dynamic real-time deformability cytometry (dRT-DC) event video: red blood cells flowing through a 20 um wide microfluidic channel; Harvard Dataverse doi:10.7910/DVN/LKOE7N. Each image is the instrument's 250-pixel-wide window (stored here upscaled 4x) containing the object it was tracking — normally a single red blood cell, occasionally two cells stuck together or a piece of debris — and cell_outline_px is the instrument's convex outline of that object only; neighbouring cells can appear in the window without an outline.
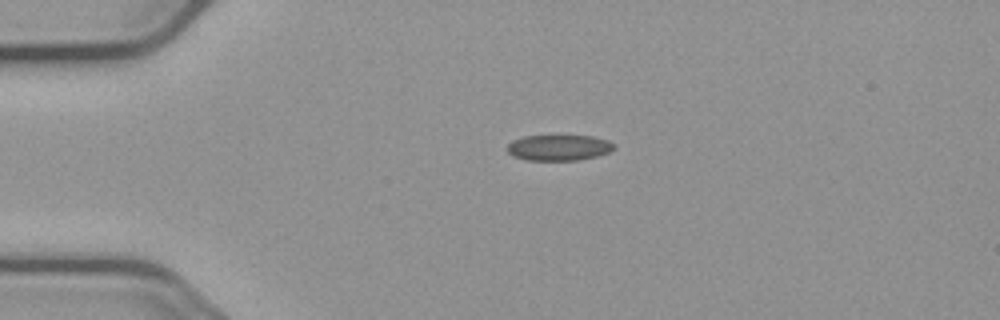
{"species": "common noctule bat (a hibernating species)", "species_latin": "Nyctalus noctula", "temperature_condition": "cold", "stored_images_in_passage": 2, "camera_frame_rate_fps": 3000, "um_per_image_px": 0.085, "animal": {"sex": "male", "body_mass_g": 23.1, "forearm_length_mm": 52.7}, "frame": {"image": 1, "passage_image": 1, "time_ms": 0.0, "image_size_px": [1000, 320], "cell_outline_px": [[616, 148], [608, 152], [596, 156], [580, 160], [528, 160], [512, 156], [508, 152], [508, 144], [512, 140], [524, 136], [592, 136], [608, 140]], "centroid_in_image_um": [47.49, 12.55], "position_along_channel_um": 37.5, "area_um2": 15.95}}